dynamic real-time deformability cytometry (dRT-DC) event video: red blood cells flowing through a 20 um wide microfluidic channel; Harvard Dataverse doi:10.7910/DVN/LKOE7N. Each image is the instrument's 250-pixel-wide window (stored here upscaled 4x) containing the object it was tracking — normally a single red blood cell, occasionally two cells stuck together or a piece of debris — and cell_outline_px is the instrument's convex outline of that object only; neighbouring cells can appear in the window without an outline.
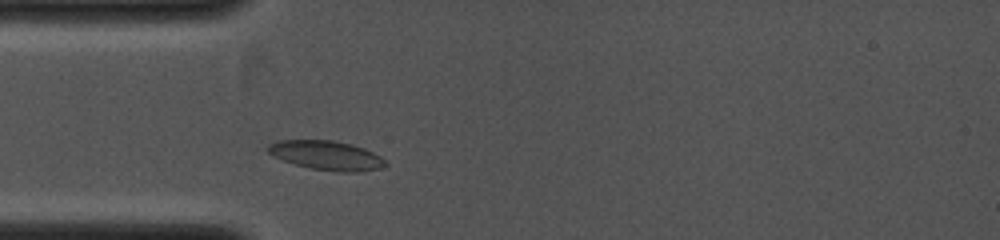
{"species": "common noctule bat (a hibernating species)", "species_latin": "Nyctalus noctula", "temperature_condition": "cold", "stored_images_in_passage": 49, "camera_frame_rate_fps": 4000, "um_per_image_px": 0.085, "animal": {"sex": "female", "body_mass_g": 19.0, "forearm_length_mm": 53.3}, "frame": {"image": 1, "passage_image": 8, "time_ms": 1.0, "image_size_px": [1000, 240], "cell_outline_px": [[388, 164], [380, 168], [352, 172], [340, 172], [312, 168], [296, 164], [272, 156], [264, 148], [268, 144], [280, 140], [332, 140], [352, 144], [364, 148], [380, 156]], "centroid_in_image_um": [27.72, 13.19], "position_along_channel_um": 57.3, "area_um2": 19.88}}
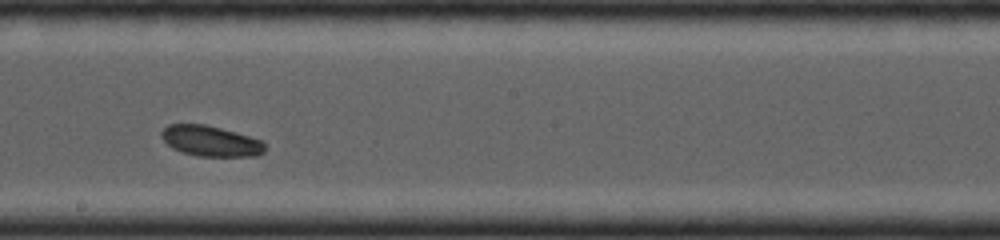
{"frame": {"image": 2, "passage_image": 31, "time_ms": 4.5, "image_size_px": [1000, 240], "cell_outline_px": [[264, 152], [256, 156], [200, 156], [180, 152], [172, 148], [160, 136], [160, 132], [168, 124], [204, 124], [236, 132], [260, 140], [264, 144]], "centroid_in_image_um": [17.86, 11.99], "position_along_channel_um": 230.3, "area_um2": 18.32}}
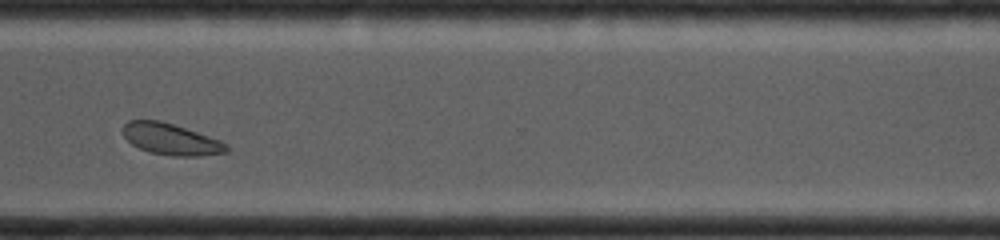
{"frame": {"image": 3, "passage_image": 48, "time_ms": 7.0, "image_size_px": [1000, 240], "cell_outline_px": [[228, 152], [200, 156], [172, 156], [152, 152], [140, 148], [132, 144], [124, 136], [124, 124], [128, 120], [160, 120], [220, 140], [228, 144]], "centroid_in_image_um": [14.55, 11.84], "position_along_channel_um": 356.1, "area_um2": 18.67}}